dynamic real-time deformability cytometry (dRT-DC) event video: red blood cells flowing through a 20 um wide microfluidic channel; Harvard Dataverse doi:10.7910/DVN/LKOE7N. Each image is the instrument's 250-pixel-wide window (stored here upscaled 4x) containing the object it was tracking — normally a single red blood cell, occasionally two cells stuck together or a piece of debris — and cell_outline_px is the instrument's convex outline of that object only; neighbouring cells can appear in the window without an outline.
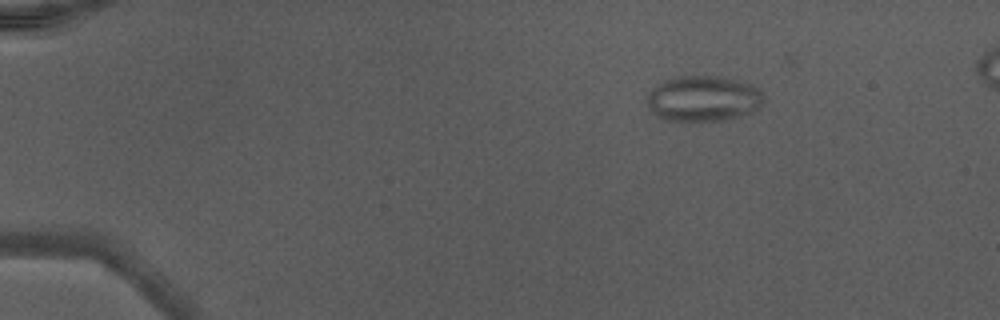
{"species": "Egyptian fruit bat (a non-hibernating species)", "species_latin": "Rousettus aegyptiacus", "temperature_condition": "warm", "stored_images_in_passage": 42, "camera_frame_rate_fps": 3000, "um_per_image_px": 0.085, "animal": {"sex": "male"}, "frame": {"image": 1, "passage_image": 1, "time_ms": 0.0, "image_size_px": [1000, 320], "cell_outline_px": [[764, 100], [760, 108], [752, 112], [740, 116], [724, 120], [688, 124], [660, 120], [652, 112], [648, 104], [648, 92], [656, 84], [664, 80], [676, 76], [704, 72], [724, 76], [752, 84], [760, 88], [764, 96]], "centroid_in_image_um": [59.77, 8.38], "position_along_channel_um": 25.2, "area_um2": 33.06}}
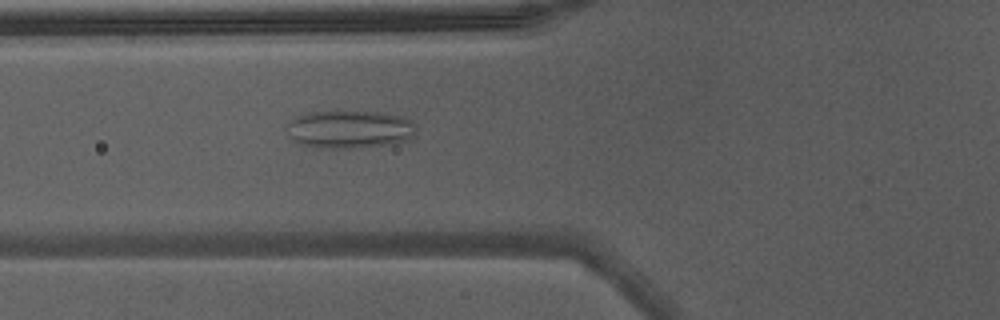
{"frame": {"image": 2, "passage_image": 13, "time_ms": 4.0, "image_size_px": [1000, 320], "cell_outline_px": [[416, 132], [408, 140], [392, 144], [360, 148], [312, 148], [296, 144], [292, 140], [288, 124], [292, 120], [300, 116], [312, 112], [384, 112], [404, 116], [412, 120], [416, 124]], "centroid_in_image_um": [29.79, 11.02], "position_along_channel_um": 96.0, "area_um2": 28.84}, "authors_computed_cell_mechanics": {"area_um2": 25.4031, "velocity_mm_per_s": 4.3757, "shape_relaxation_time_tau1_ms": null, "shape_relaxation_time_tau2_ms": 1.6359, "deformation_change_tau1": null, "deformation_change_tau2": 0.0978}}